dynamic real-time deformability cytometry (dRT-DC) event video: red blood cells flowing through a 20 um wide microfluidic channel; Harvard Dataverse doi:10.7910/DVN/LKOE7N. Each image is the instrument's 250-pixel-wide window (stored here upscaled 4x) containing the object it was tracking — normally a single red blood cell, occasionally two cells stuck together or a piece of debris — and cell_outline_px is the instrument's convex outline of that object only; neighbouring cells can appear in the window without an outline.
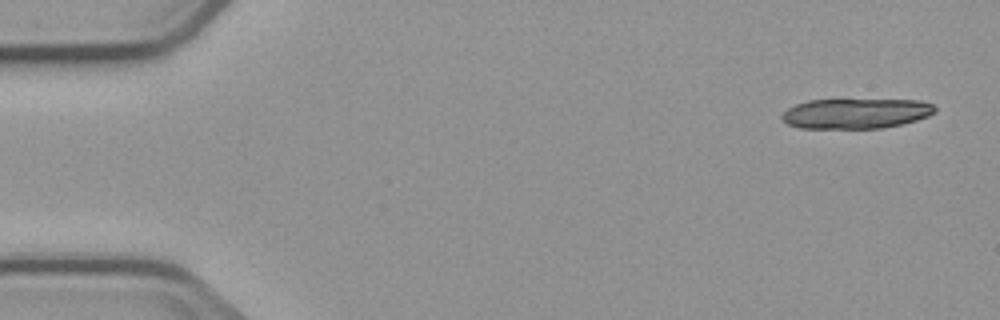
{"species": "common noctule bat (a hibernating species)", "species_latin": "Nyctalus noctula", "temperature_condition": "cold", "stored_images_in_passage": 6, "camera_frame_rate_fps": 3000, "um_per_image_px": 0.085, "animal": {"sex": "male", "body_mass_g": 23.1, "forearm_length_mm": 52.7}, "frame": {"image": 1, "passage_image": 1, "time_ms": 0.0, "image_size_px": [1000, 320], "cell_outline_px": [[936, 112], [928, 116], [916, 120], [884, 128], [800, 128], [788, 124], [780, 116], [788, 108], [796, 104], [808, 100], [920, 100], [932, 104], [936, 108]], "centroid_in_image_um": [72.76, 9.64], "position_along_channel_um": 12.2, "area_um2": 26.76}}
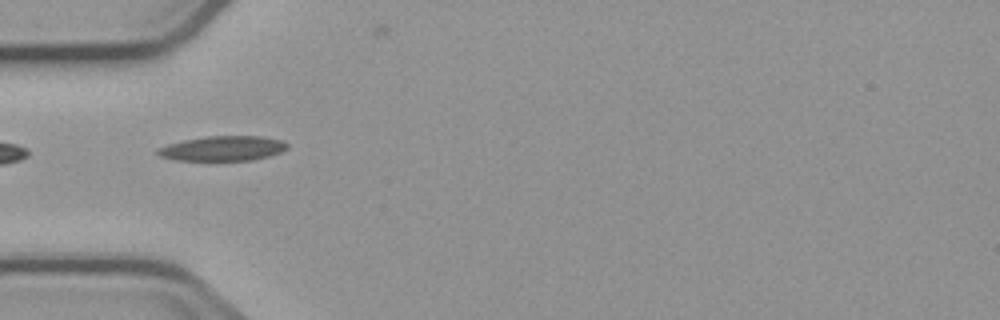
{"frame": {"image": 2, "passage_image": 5, "time_ms": 5.0, "image_size_px": [1000, 320], "cell_outline_px": [[288, 148], [280, 152], [268, 156], [252, 160], [176, 160], [160, 156], [156, 152], [156, 148], [168, 144], [184, 140], [204, 136], [260, 136], [280, 140], [288, 144]], "centroid_in_image_um": [18.91, 12.61], "position_along_channel_um": 66.1, "area_um2": 18.67}}
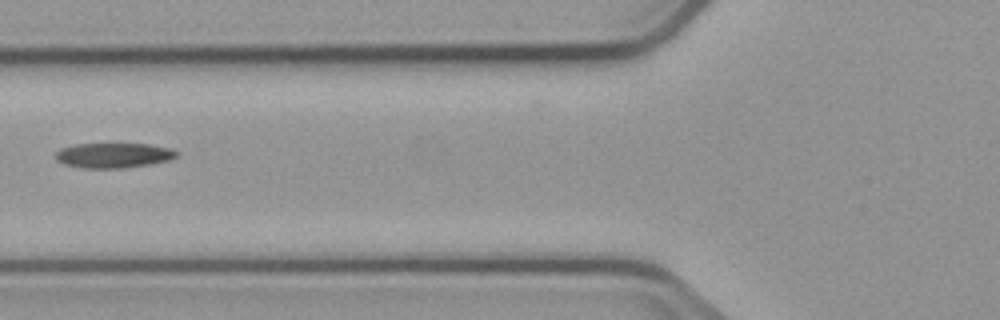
{"frame": {"image": 3, "passage_image": 6, "time_ms": 6.333, "image_size_px": [1000, 320], "cell_outline_px": [[176, 156], [168, 160], [152, 164], [124, 168], [80, 168], [64, 164], [56, 160], [56, 152], [60, 148], [76, 144], [148, 144], [172, 148], [176, 152]], "centroid_in_image_um": [9.62, 13.21], "position_along_channel_um": 116.2, "area_um2": 17.63}}